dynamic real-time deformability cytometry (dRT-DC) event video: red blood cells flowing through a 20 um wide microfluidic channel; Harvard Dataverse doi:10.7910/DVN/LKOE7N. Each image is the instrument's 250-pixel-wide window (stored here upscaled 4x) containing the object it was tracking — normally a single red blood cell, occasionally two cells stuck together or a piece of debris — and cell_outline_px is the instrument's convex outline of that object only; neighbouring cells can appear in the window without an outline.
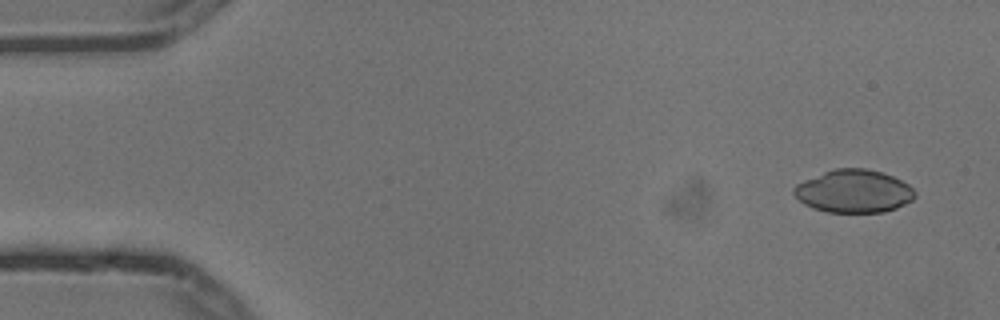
{"species": "common noctule bat (a hibernating species)", "species_latin": "Nyctalus noctula", "temperature_condition": "cold", "stored_images_in_passage": 7, "camera_frame_rate_fps": 3000, "um_per_image_px": 0.085, "animal": {"sex": "male", "body_mass_g": 13.3}, "frame": {"image": 1, "passage_image": 1, "time_ms": 0.0, "image_size_px": [1000, 320], "cell_outline_px": [[916, 196], [912, 200], [896, 208], [884, 212], [828, 212], [812, 208], [804, 204], [792, 192], [792, 188], [796, 184], [804, 180], [824, 172], [836, 168], [864, 168], [880, 172], [892, 176], [908, 184], [916, 192]], "centroid_in_image_um": [72.56, 16.26], "position_along_channel_um": 12.4, "area_um2": 30.17}}